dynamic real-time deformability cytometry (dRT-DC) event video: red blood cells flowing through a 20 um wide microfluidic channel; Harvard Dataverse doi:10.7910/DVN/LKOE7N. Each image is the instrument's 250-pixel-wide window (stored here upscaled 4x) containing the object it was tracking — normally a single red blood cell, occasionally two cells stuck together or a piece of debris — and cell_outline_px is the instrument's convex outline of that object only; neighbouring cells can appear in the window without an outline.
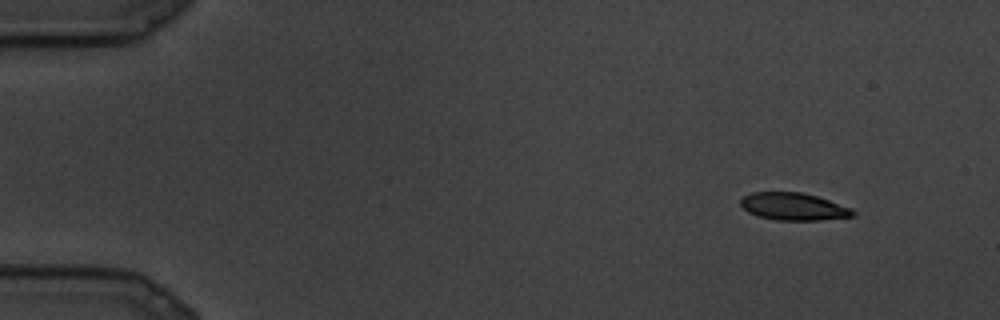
{"species": "common noctule bat (a hibernating species)", "species_latin": "Nyctalus noctula", "temperature_condition": "cold", "stored_images_in_passage": 10, "camera_frame_rate_fps": 3000, "um_per_image_px": 0.085, "animal": {"sex": "male", "body_mass_g": 19.5, "forearm_length_mm": 54.6}, "frame": {"image": 1, "passage_image": 2, "time_ms": 0.333, "image_size_px": [1000, 320], "cell_outline_px": [[856, 216], [820, 220], [776, 220], [756, 216], [748, 212], [740, 204], [740, 200], [744, 196], [752, 192], [800, 192], [816, 196], [852, 208], [856, 212]], "centroid_in_image_um": [67.46, 17.56], "position_along_channel_um": 17.5, "area_um2": 17.98}}
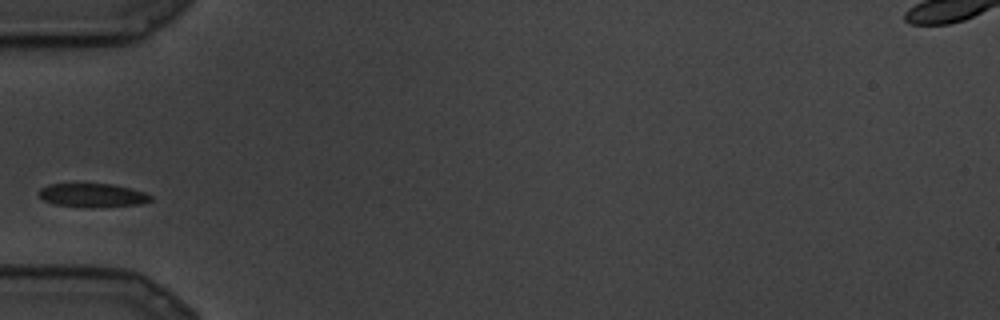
{"frame": {"image": 2, "passage_image": 9, "time_ms": 2.667, "image_size_px": [1000, 320], "cell_outline_px": [[152, 200], [140, 204], [56, 204], [44, 200], [40, 196], [40, 188], [48, 184], [112, 184], [132, 188], [144, 192], [152, 196]], "centroid_in_image_um": [7.88, 16.52], "position_along_channel_um": 77.1, "area_um2": 14.16}}